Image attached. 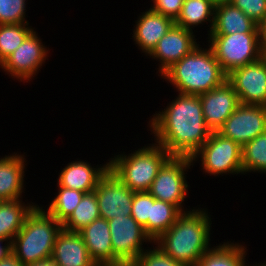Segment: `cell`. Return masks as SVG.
<instances>
[{"instance_id": "38", "label": "cell", "mask_w": 266, "mask_h": 266, "mask_svg": "<svg viewBox=\"0 0 266 266\" xmlns=\"http://www.w3.org/2000/svg\"><path fill=\"white\" fill-rule=\"evenodd\" d=\"M24 266H57L52 257L36 261Z\"/></svg>"}, {"instance_id": "31", "label": "cell", "mask_w": 266, "mask_h": 266, "mask_svg": "<svg viewBox=\"0 0 266 266\" xmlns=\"http://www.w3.org/2000/svg\"><path fill=\"white\" fill-rule=\"evenodd\" d=\"M26 0H0V24L30 23L25 18Z\"/></svg>"}, {"instance_id": "37", "label": "cell", "mask_w": 266, "mask_h": 266, "mask_svg": "<svg viewBox=\"0 0 266 266\" xmlns=\"http://www.w3.org/2000/svg\"><path fill=\"white\" fill-rule=\"evenodd\" d=\"M0 266H24L13 253L0 262Z\"/></svg>"}, {"instance_id": "15", "label": "cell", "mask_w": 266, "mask_h": 266, "mask_svg": "<svg viewBox=\"0 0 266 266\" xmlns=\"http://www.w3.org/2000/svg\"><path fill=\"white\" fill-rule=\"evenodd\" d=\"M199 97L205 123L212 132H217L240 104L234 87L227 80Z\"/></svg>"}, {"instance_id": "19", "label": "cell", "mask_w": 266, "mask_h": 266, "mask_svg": "<svg viewBox=\"0 0 266 266\" xmlns=\"http://www.w3.org/2000/svg\"><path fill=\"white\" fill-rule=\"evenodd\" d=\"M20 154L14 152L0 158V201L23 199L27 160Z\"/></svg>"}, {"instance_id": "11", "label": "cell", "mask_w": 266, "mask_h": 266, "mask_svg": "<svg viewBox=\"0 0 266 266\" xmlns=\"http://www.w3.org/2000/svg\"><path fill=\"white\" fill-rule=\"evenodd\" d=\"M217 132L243 147L266 132V106L240 103Z\"/></svg>"}, {"instance_id": "32", "label": "cell", "mask_w": 266, "mask_h": 266, "mask_svg": "<svg viewBox=\"0 0 266 266\" xmlns=\"http://www.w3.org/2000/svg\"><path fill=\"white\" fill-rule=\"evenodd\" d=\"M152 247L143 251L130 266H187L173 260L158 246Z\"/></svg>"}, {"instance_id": "18", "label": "cell", "mask_w": 266, "mask_h": 266, "mask_svg": "<svg viewBox=\"0 0 266 266\" xmlns=\"http://www.w3.org/2000/svg\"><path fill=\"white\" fill-rule=\"evenodd\" d=\"M51 257L57 266H97L81 234L63 228L56 237Z\"/></svg>"}, {"instance_id": "5", "label": "cell", "mask_w": 266, "mask_h": 266, "mask_svg": "<svg viewBox=\"0 0 266 266\" xmlns=\"http://www.w3.org/2000/svg\"><path fill=\"white\" fill-rule=\"evenodd\" d=\"M109 169L133 192L148 191L158 170L171 157L165 148L156 142L147 144L129 154H114Z\"/></svg>"}, {"instance_id": "24", "label": "cell", "mask_w": 266, "mask_h": 266, "mask_svg": "<svg viewBox=\"0 0 266 266\" xmlns=\"http://www.w3.org/2000/svg\"><path fill=\"white\" fill-rule=\"evenodd\" d=\"M215 6L211 0H184L180 15L175 24L184 29L193 31L195 27H202L200 24L210 23L208 25V34L210 35L214 24Z\"/></svg>"}, {"instance_id": "16", "label": "cell", "mask_w": 266, "mask_h": 266, "mask_svg": "<svg viewBox=\"0 0 266 266\" xmlns=\"http://www.w3.org/2000/svg\"><path fill=\"white\" fill-rule=\"evenodd\" d=\"M135 21L133 36L138 49L149 56L158 44V41L171 29L175 21L149 8Z\"/></svg>"}, {"instance_id": "27", "label": "cell", "mask_w": 266, "mask_h": 266, "mask_svg": "<svg viewBox=\"0 0 266 266\" xmlns=\"http://www.w3.org/2000/svg\"><path fill=\"white\" fill-rule=\"evenodd\" d=\"M242 169L244 175L248 172L266 174V132L242 147Z\"/></svg>"}, {"instance_id": "20", "label": "cell", "mask_w": 266, "mask_h": 266, "mask_svg": "<svg viewBox=\"0 0 266 266\" xmlns=\"http://www.w3.org/2000/svg\"><path fill=\"white\" fill-rule=\"evenodd\" d=\"M79 233L97 266H113V248L108 220L96 219Z\"/></svg>"}, {"instance_id": "14", "label": "cell", "mask_w": 266, "mask_h": 266, "mask_svg": "<svg viewBox=\"0 0 266 266\" xmlns=\"http://www.w3.org/2000/svg\"><path fill=\"white\" fill-rule=\"evenodd\" d=\"M193 31L174 24L158 41L157 46L149 55L152 60H158V76H162L177 61L189 54L199 43L196 42Z\"/></svg>"}, {"instance_id": "10", "label": "cell", "mask_w": 266, "mask_h": 266, "mask_svg": "<svg viewBox=\"0 0 266 266\" xmlns=\"http://www.w3.org/2000/svg\"><path fill=\"white\" fill-rule=\"evenodd\" d=\"M38 32L34 30L24 42L1 64L0 68L12 79L30 82L39 73L48 59L49 48L42 43ZM48 48V49H47Z\"/></svg>"}, {"instance_id": "26", "label": "cell", "mask_w": 266, "mask_h": 266, "mask_svg": "<svg viewBox=\"0 0 266 266\" xmlns=\"http://www.w3.org/2000/svg\"><path fill=\"white\" fill-rule=\"evenodd\" d=\"M99 218L100 212L95 192L85 193L75 210L62 223V228L71 232H79Z\"/></svg>"}, {"instance_id": "25", "label": "cell", "mask_w": 266, "mask_h": 266, "mask_svg": "<svg viewBox=\"0 0 266 266\" xmlns=\"http://www.w3.org/2000/svg\"><path fill=\"white\" fill-rule=\"evenodd\" d=\"M183 212L174 204L155 200L148 219V236L154 242L165 233Z\"/></svg>"}, {"instance_id": "23", "label": "cell", "mask_w": 266, "mask_h": 266, "mask_svg": "<svg viewBox=\"0 0 266 266\" xmlns=\"http://www.w3.org/2000/svg\"><path fill=\"white\" fill-rule=\"evenodd\" d=\"M247 251V246L234 240L223 242L207 251L199 259L197 266H249L245 258Z\"/></svg>"}, {"instance_id": "34", "label": "cell", "mask_w": 266, "mask_h": 266, "mask_svg": "<svg viewBox=\"0 0 266 266\" xmlns=\"http://www.w3.org/2000/svg\"><path fill=\"white\" fill-rule=\"evenodd\" d=\"M150 9L176 21L181 13L184 0H151Z\"/></svg>"}, {"instance_id": "1", "label": "cell", "mask_w": 266, "mask_h": 266, "mask_svg": "<svg viewBox=\"0 0 266 266\" xmlns=\"http://www.w3.org/2000/svg\"><path fill=\"white\" fill-rule=\"evenodd\" d=\"M154 141L171 156L192 157L209 139L199 95L181 94L148 122Z\"/></svg>"}, {"instance_id": "9", "label": "cell", "mask_w": 266, "mask_h": 266, "mask_svg": "<svg viewBox=\"0 0 266 266\" xmlns=\"http://www.w3.org/2000/svg\"><path fill=\"white\" fill-rule=\"evenodd\" d=\"M108 225L113 248V266H130L146 250L144 242L152 245L154 243L131 215L108 220Z\"/></svg>"}, {"instance_id": "13", "label": "cell", "mask_w": 266, "mask_h": 266, "mask_svg": "<svg viewBox=\"0 0 266 266\" xmlns=\"http://www.w3.org/2000/svg\"><path fill=\"white\" fill-rule=\"evenodd\" d=\"M100 218L111 220L131 215L134 192L109 169L95 190Z\"/></svg>"}, {"instance_id": "8", "label": "cell", "mask_w": 266, "mask_h": 266, "mask_svg": "<svg viewBox=\"0 0 266 266\" xmlns=\"http://www.w3.org/2000/svg\"><path fill=\"white\" fill-rule=\"evenodd\" d=\"M193 165L190 157L171 156L158 170L148 192L156 200L176 205L182 212L193 210L184 208L190 186L186 174Z\"/></svg>"}, {"instance_id": "6", "label": "cell", "mask_w": 266, "mask_h": 266, "mask_svg": "<svg viewBox=\"0 0 266 266\" xmlns=\"http://www.w3.org/2000/svg\"><path fill=\"white\" fill-rule=\"evenodd\" d=\"M207 39V45L227 75L233 69L253 63L264 56L260 49L258 33L209 35Z\"/></svg>"}, {"instance_id": "40", "label": "cell", "mask_w": 266, "mask_h": 266, "mask_svg": "<svg viewBox=\"0 0 266 266\" xmlns=\"http://www.w3.org/2000/svg\"><path fill=\"white\" fill-rule=\"evenodd\" d=\"M253 266H266V261H264L263 263L262 262L258 263V264L256 262V264L255 265L253 264Z\"/></svg>"}, {"instance_id": "39", "label": "cell", "mask_w": 266, "mask_h": 266, "mask_svg": "<svg viewBox=\"0 0 266 266\" xmlns=\"http://www.w3.org/2000/svg\"><path fill=\"white\" fill-rule=\"evenodd\" d=\"M215 7L223 4H231L234 0H211Z\"/></svg>"}, {"instance_id": "29", "label": "cell", "mask_w": 266, "mask_h": 266, "mask_svg": "<svg viewBox=\"0 0 266 266\" xmlns=\"http://www.w3.org/2000/svg\"><path fill=\"white\" fill-rule=\"evenodd\" d=\"M58 193L48 204L46 211L57 221L63 223L80 203L84 192L69 189L57 184Z\"/></svg>"}, {"instance_id": "28", "label": "cell", "mask_w": 266, "mask_h": 266, "mask_svg": "<svg viewBox=\"0 0 266 266\" xmlns=\"http://www.w3.org/2000/svg\"><path fill=\"white\" fill-rule=\"evenodd\" d=\"M35 28L29 23L0 24V64L11 55Z\"/></svg>"}, {"instance_id": "2", "label": "cell", "mask_w": 266, "mask_h": 266, "mask_svg": "<svg viewBox=\"0 0 266 266\" xmlns=\"http://www.w3.org/2000/svg\"><path fill=\"white\" fill-rule=\"evenodd\" d=\"M210 212L206 208L193 207V210L183 212L176 222L157 240V245L173 260L187 266H197L199 259L209 251L211 221Z\"/></svg>"}, {"instance_id": "22", "label": "cell", "mask_w": 266, "mask_h": 266, "mask_svg": "<svg viewBox=\"0 0 266 266\" xmlns=\"http://www.w3.org/2000/svg\"><path fill=\"white\" fill-rule=\"evenodd\" d=\"M36 203L22 199L0 201V238L13 241Z\"/></svg>"}, {"instance_id": "33", "label": "cell", "mask_w": 266, "mask_h": 266, "mask_svg": "<svg viewBox=\"0 0 266 266\" xmlns=\"http://www.w3.org/2000/svg\"><path fill=\"white\" fill-rule=\"evenodd\" d=\"M232 4L258 24L266 16V0H234Z\"/></svg>"}, {"instance_id": "12", "label": "cell", "mask_w": 266, "mask_h": 266, "mask_svg": "<svg viewBox=\"0 0 266 266\" xmlns=\"http://www.w3.org/2000/svg\"><path fill=\"white\" fill-rule=\"evenodd\" d=\"M227 81L234 87L240 103L266 106V56L233 69Z\"/></svg>"}, {"instance_id": "30", "label": "cell", "mask_w": 266, "mask_h": 266, "mask_svg": "<svg viewBox=\"0 0 266 266\" xmlns=\"http://www.w3.org/2000/svg\"><path fill=\"white\" fill-rule=\"evenodd\" d=\"M156 199L148 192H134L131 216L142 226L148 235V219H151V204Z\"/></svg>"}, {"instance_id": "3", "label": "cell", "mask_w": 266, "mask_h": 266, "mask_svg": "<svg viewBox=\"0 0 266 266\" xmlns=\"http://www.w3.org/2000/svg\"><path fill=\"white\" fill-rule=\"evenodd\" d=\"M198 44L189 54L177 61L160 78L172 84L181 94L200 95L217 88L227 80L209 46Z\"/></svg>"}, {"instance_id": "21", "label": "cell", "mask_w": 266, "mask_h": 266, "mask_svg": "<svg viewBox=\"0 0 266 266\" xmlns=\"http://www.w3.org/2000/svg\"><path fill=\"white\" fill-rule=\"evenodd\" d=\"M235 33H258L257 24L232 3L215 7L214 24L210 35Z\"/></svg>"}, {"instance_id": "17", "label": "cell", "mask_w": 266, "mask_h": 266, "mask_svg": "<svg viewBox=\"0 0 266 266\" xmlns=\"http://www.w3.org/2000/svg\"><path fill=\"white\" fill-rule=\"evenodd\" d=\"M96 167L79 160L68 163L59 173L58 185L84 193L93 192L99 180L109 170V162Z\"/></svg>"}, {"instance_id": "36", "label": "cell", "mask_w": 266, "mask_h": 266, "mask_svg": "<svg viewBox=\"0 0 266 266\" xmlns=\"http://www.w3.org/2000/svg\"><path fill=\"white\" fill-rule=\"evenodd\" d=\"M11 253H12V242L10 240L0 238V262Z\"/></svg>"}, {"instance_id": "4", "label": "cell", "mask_w": 266, "mask_h": 266, "mask_svg": "<svg viewBox=\"0 0 266 266\" xmlns=\"http://www.w3.org/2000/svg\"><path fill=\"white\" fill-rule=\"evenodd\" d=\"M61 230L62 223L37 204L14 237L12 253L23 265L49 258Z\"/></svg>"}, {"instance_id": "35", "label": "cell", "mask_w": 266, "mask_h": 266, "mask_svg": "<svg viewBox=\"0 0 266 266\" xmlns=\"http://www.w3.org/2000/svg\"><path fill=\"white\" fill-rule=\"evenodd\" d=\"M259 45L263 55L266 56V16L257 24Z\"/></svg>"}, {"instance_id": "7", "label": "cell", "mask_w": 266, "mask_h": 266, "mask_svg": "<svg viewBox=\"0 0 266 266\" xmlns=\"http://www.w3.org/2000/svg\"><path fill=\"white\" fill-rule=\"evenodd\" d=\"M191 159L193 163L201 161V170L210 176L243 174L242 147L218 132H212L209 139Z\"/></svg>"}]
</instances>
